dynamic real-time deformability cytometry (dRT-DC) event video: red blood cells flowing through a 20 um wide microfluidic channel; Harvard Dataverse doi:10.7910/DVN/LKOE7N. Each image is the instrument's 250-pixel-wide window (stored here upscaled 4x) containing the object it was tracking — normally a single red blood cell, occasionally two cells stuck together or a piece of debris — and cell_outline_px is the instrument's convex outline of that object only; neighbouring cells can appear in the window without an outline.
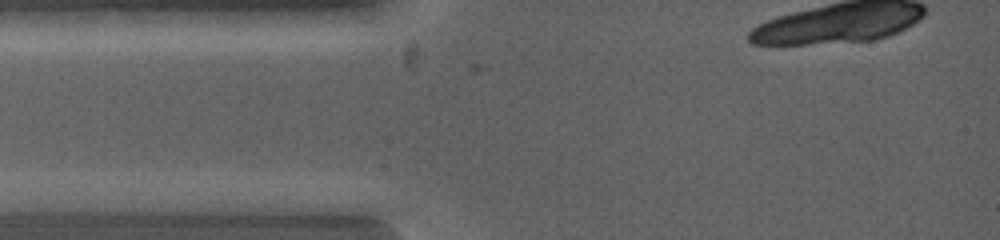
{"species": "common noctule bat (a hibernating species)", "species_latin": "Nyctalus noctula", "temperature_condition": "warm", "stored_images_in_passage": 5, "camera_frame_rate_fps": 5000, "um_per_image_px": 0.085, "animal": {"sex": "female", "body_mass_g": 19.0, "forearm_length_mm": 53.3}, "frame": {"image": 1, "passage_image": 1, "time_ms": 0.0, "image_size_px": [1000, 240], "cell_outline_px": [[344, 216], [328, 220], [288, 216], [268, 208], [256, 200], [288, 192], [328, 200]], "centroid_in_image_um": [25.63, 17.54], "position_along_channel_um": 59.4, "area_um2": 10.52}}